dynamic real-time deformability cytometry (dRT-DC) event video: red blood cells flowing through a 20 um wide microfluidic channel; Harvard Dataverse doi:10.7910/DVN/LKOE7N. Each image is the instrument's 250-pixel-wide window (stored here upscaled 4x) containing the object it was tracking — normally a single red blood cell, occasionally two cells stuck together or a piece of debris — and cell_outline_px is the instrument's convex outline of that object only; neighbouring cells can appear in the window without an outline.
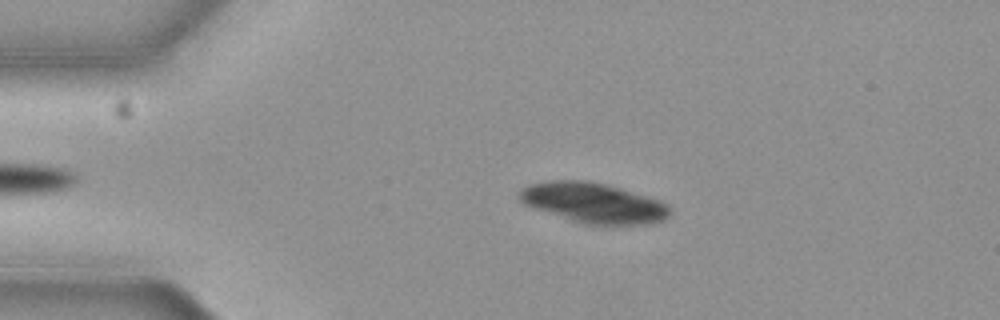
{"species": "common noctule bat (a hibernating species)", "species_latin": "Nyctalus noctula", "temperature_condition": "cold", "stored_images_in_passage": 49, "camera_frame_rate_fps": 3000, "um_per_image_px": 0.085, "animal": {"sex": "female", "body_mass_g": 19.3, "forearm_length_mm": 54.1}, "frame": {"image": 1, "passage_image": 11, "time_ms": 3.333, "image_size_px": [1000, 320], "cell_outline_px": [[672, 212], [664, 220], [648, 224], [584, 224], [524, 204], [520, 200], [520, 188], [528, 184], [552, 180], [588, 180], [620, 188], [660, 200], [668, 204]], "centroid_in_image_um": [50.47, 17.23], "position_along_channel_um": 34.5, "area_um2": 34.91}}
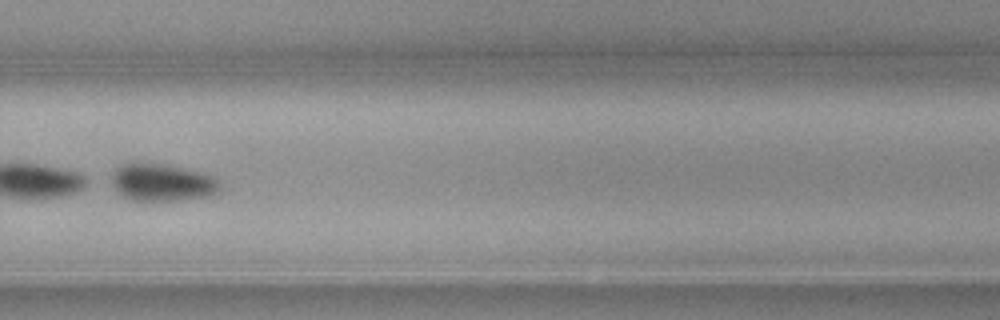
{"frame": {"image": 2, "passage_image": 38, "time_ms": 12.333, "image_size_px": [1000, 320], "cell_outline_px": [[224, 184], [220, 192], [212, 196], [176, 200], [132, 200], [124, 196], [112, 188], [112, 176], [116, 168], [120, 164], [132, 160], [160, 164], [200, 172], [212, 176], [220, 180]], "centroid_in_image_um": [13.8, 15.49], "position_along_channel_um": 316.0, "area_um2": 24.04}}